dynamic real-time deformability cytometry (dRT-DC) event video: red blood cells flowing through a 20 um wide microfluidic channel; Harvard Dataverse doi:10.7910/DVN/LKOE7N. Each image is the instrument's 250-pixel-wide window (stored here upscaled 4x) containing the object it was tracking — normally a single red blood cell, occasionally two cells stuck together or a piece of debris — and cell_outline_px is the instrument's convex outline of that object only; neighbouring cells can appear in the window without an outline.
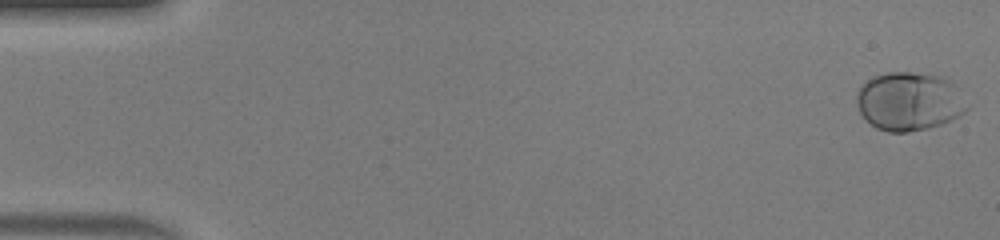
{"species": "human", "species_latin": "Homo sapiens", "temperature_condition": "warm", "stored_images_in_passage": 50, "camera_frame_rate_fps": 3000, "um_per_image_px": 0.085, "donor": {"sex": "male"}, "frame": {"image": 1, "passage_image": 1, "time_ms": 0.0, "image_size_px": [1000, 240], "cell_outline_px": [[968, 108], [960, 116], [952, 120], [928, 128], [908, 132], [888, 132], [876, 128], [860, 112], [856, 100], [856, 92], [872, 76], [888, 72], [912, 72], [944, 76], [952, 84]], "centroid_in_image_um": [77.25, 8.62], "position_along_channel_um": 7.7, "area_um2": 37.28}}
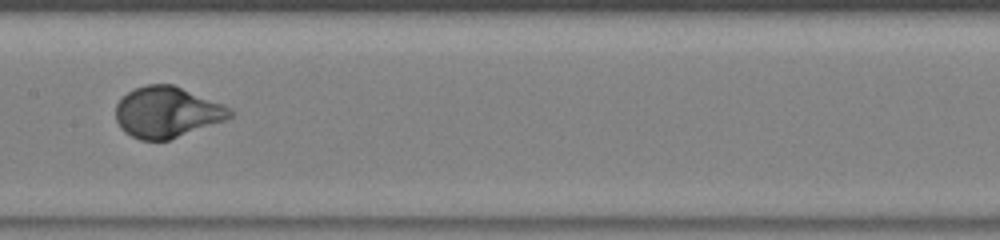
{"frame": {"image": 2, "passage_image": 26, "time_ms": 8.333, "image_size_px": [1000, 240], "cell_outline_px": [[236, 116], [228, 120], [168, 140], [140, 140], [124, 132], [120, 128], [116, 120], [116, 104], [128, 92], [136, 88], [148, 84], [172, 84], [224, 104], [232, 108], [236, 112]], "centroid_in_image_um": [14.26, 9.54], "position_along_channel_um": 193.1, "area_um2": 34.22}}
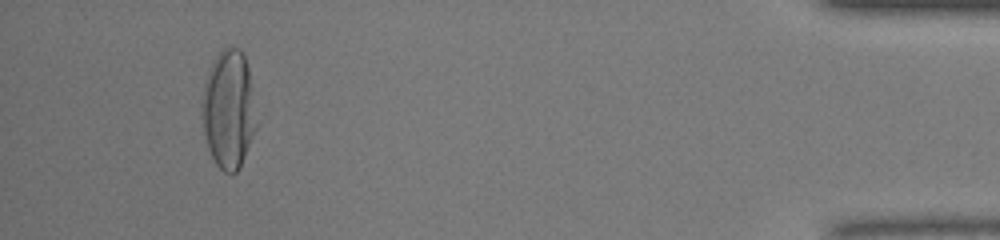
{"frame": {"image": 3, "passage_image": 47, "time_ms": 15.333, "image_size_px": [1000, 240], "cell_outline_px": [[256, 128], [240, 168], [236, 172], [224, 172], [216, 164], [208, 148], [204, 136], [200, 104], [200, 100], [204, 84], [208, 72], [216, 56], [224, 48], [240, 48], [244, 56], [248, 68]], "centroid_in_image_um": [19.39, 9.33], "position_along_channel_um": 415.8, "area_um2": 37.11}, "authors_computed_cell_mechanics": {"area_um2": 34.4488, "velocity_mm_per_s": 4.1383, "shape_relaxation_time_tau1_ms": 2.6836, "shape_relaxation_time_tau2_ms": null, "deformation_change_tau1": 0.1907, "deformation_change_tau2": null}}